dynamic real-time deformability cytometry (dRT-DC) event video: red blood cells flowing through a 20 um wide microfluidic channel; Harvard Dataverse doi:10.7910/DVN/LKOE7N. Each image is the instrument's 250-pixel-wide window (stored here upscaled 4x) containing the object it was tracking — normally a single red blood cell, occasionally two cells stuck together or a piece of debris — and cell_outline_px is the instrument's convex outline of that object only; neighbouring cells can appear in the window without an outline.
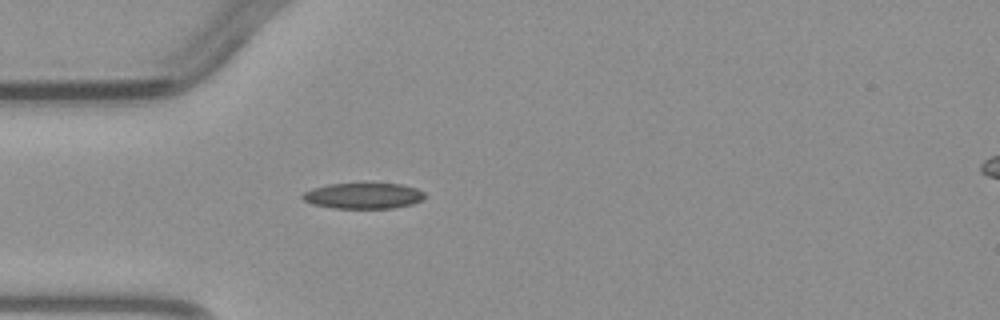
{"species": "common noctule bat (a hibernating species)", "species_latin": "Nyctalus noctula", "temperature_condition": "warm", "stored_images_in_passage": 1, "camera_frame_rate_fps": 3000, "um_per_image_px": 0.085, "animal": {"sex": "male", "body_mass_g": 23.1, "forearm_length_mm": 52.7}, "frame": {"image": 1, "passage_image": 1, "time_ms": 0.0, "image_size_px": [1000, 320], "cell_outline_px": [[428, 196], [412, 204], [392, 208], [332, 208], [312, 204], [304, 200], [300, 196], [304, 192], [312, 188], [328, 184], [400, 184], [416, 188], [424, 192]], "centroid_in_image_um": [30.87, 16.64], "position_along_channel_um": 54.1, "area_um2": 18.32}}